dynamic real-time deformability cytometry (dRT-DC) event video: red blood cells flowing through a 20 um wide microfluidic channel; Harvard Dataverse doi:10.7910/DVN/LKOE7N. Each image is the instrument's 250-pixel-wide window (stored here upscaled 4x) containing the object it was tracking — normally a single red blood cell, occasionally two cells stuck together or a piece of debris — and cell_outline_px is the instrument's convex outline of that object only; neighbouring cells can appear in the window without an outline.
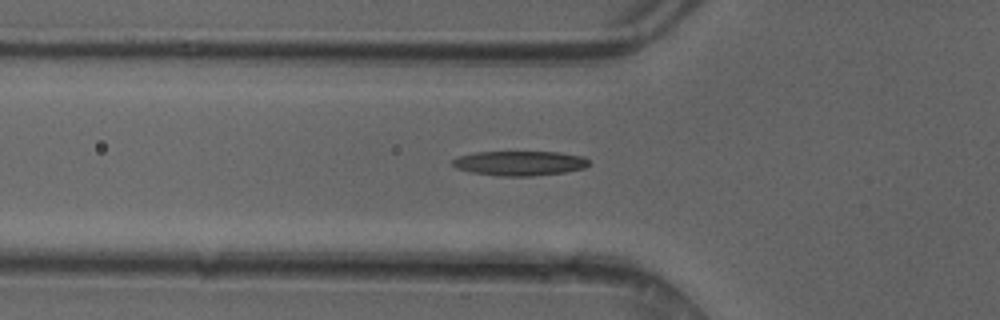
{"species": "common noctule bat (a hibernating species)", "species_latin": "Nyctalus noctula", "temperature_condition": "cold", "stored_images_in_passage": 39, "camera_frame_rate_fps": 3000, "um_per_image_px": 0.085, "animal": {"sex": "female"}, "frame": {"image": 1, "passage_image": 12, "time_ms": 3.667, "image_size_px": [1000, 320], "cell_outline_px": [[588, 164], [584, 168], [564, 172], [532, 176], [500, 176], [468, 172], [456, 168], [452, 164], [452, 160], [456, 156], [476, 152], [560, 152], [584, 156], [588, 160]], "centroid_in_image_um": [44.13, 13.87], "position_along_channel_um": 81.7, "area_um2": 19.71}}
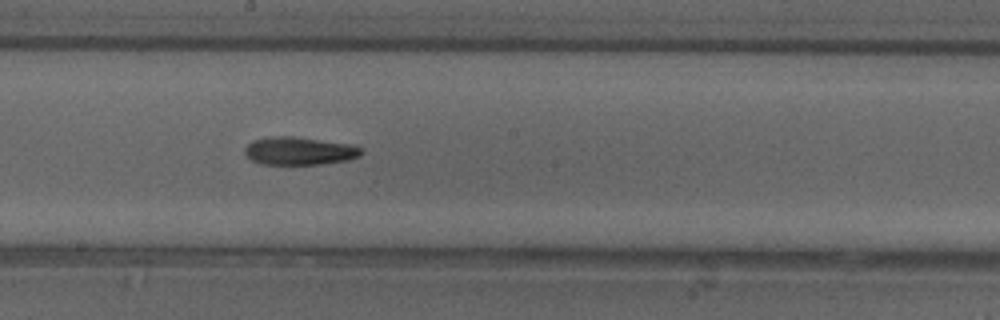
{"frame": {"image": 2, "passage_image": 22, "time_ms": 7.0, "image_size_px": [1000, 320], "cell_outline_px": [[364, 152], [360, 156], [348, 160], [320, 164], [260, 164], [252, 160], [244, 152], [244, 148], [252, 140], [272, 136], [292, 136], [352, 144], [364, 148]], "centroid_in_image_um": [25.48, 12.82], "position_along_channel_um": 222.7, "area_um2": 19.13}}
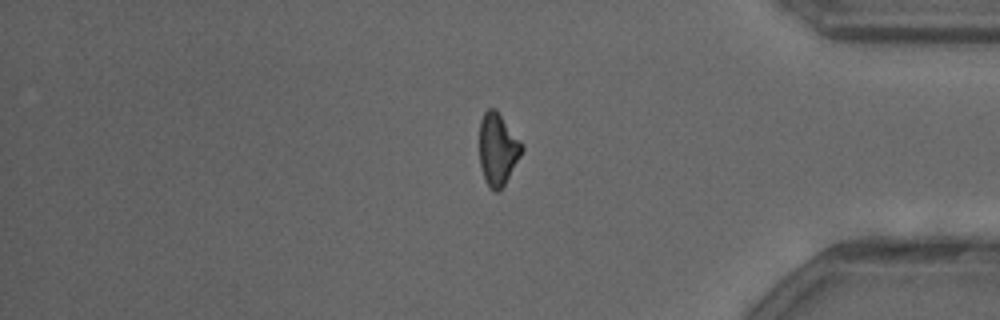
{"frame": {"image": 3, "passage_image": 36, "time_ms": 11.667, "image_size_px": [1000, 320], "cell_outline_px": [[524, 148], [520, 156], [500, 192], [492, 192], [488, 188], [484, 180], [480, 164], [480, 120], [484, 112], [488, 108], [496, 108], [524, 144]], "centroid_in_image_um": [42.31, 12.69], "position_along_channel_um": 392.9, "area_um2": 18.15}, "authors_computed_cell_mechanics": {"area_um2": 18.9006, "velocity_mm_per_s": 4.1958, "shape_relaxation_time_tau1_ms": 5.9468, "shape_relaxation_time_tau2_ms": 8.7499, "deformation_change_tau1": 0.178, "deformation_change_tau2": 0.2014}}